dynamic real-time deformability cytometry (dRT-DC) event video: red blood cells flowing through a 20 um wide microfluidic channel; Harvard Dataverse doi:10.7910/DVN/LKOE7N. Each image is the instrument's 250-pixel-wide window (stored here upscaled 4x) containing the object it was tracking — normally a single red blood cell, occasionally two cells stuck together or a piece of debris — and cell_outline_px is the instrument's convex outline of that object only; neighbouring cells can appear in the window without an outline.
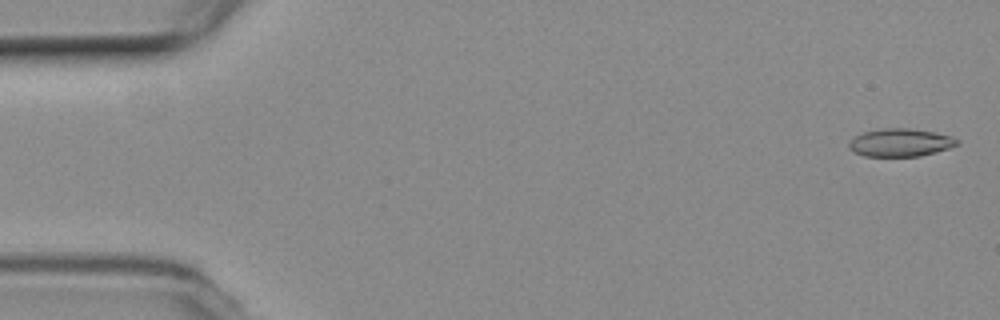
{"species": "common noctule bat (a hibernating species)", "species_latin": "Nyctalus noctula", "temperature_condition": "room temperature", "stored_images_in_passage": 55, "camera_frame_rate_fps": 3000, "um_per_image_px": 0.085, "animal": {"sex": "female", "body_mass_g": 19.3, "forearm_length_mm": 54.1}, "frame": {"image": 1, "passage_image": 2, "time_ms": 0.333, "image_size_px": [1000, 320], "cell_outline_px": [[960, 144], [936, 152], [920, 156], [864, 156], [852, 152], [848, 148], [848, 144], [856, 136], [864, 132], [884, 128], [908, 128], [932, 132], [952, 136], [960, 140]], "centroid_in_image_um": [76.54, 12.13], "position_along_channel_um": 8.5, "area_um2": 17.57}}
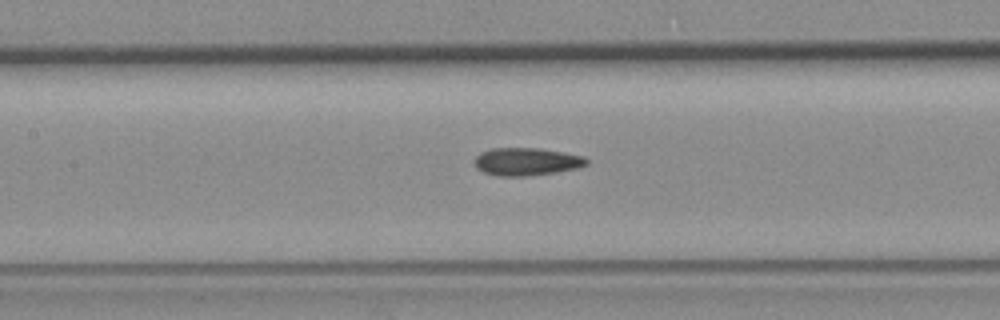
{"frame": {"image": 2, "passage_image": 25, "time_ms": 8.0, "image_size_px": [1000, 320], "cell_outline_px": [[588, 164], [580, 168], [556, 172], [528, 176], [496, 176], [484, 172], [476, 168], [476, 156], [480, 152], [492, 148], [540, 148], [564, 152], [584, 156], [588, 160]], "centroid_in_image_um": [44.79, 13.74], "position_along_channel_um": 162.6, "area_um2": 18.26}}
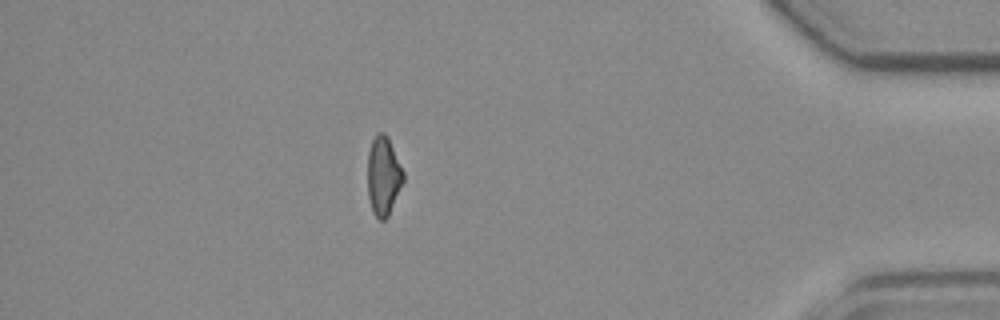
{"frame": {"image": 3, "passage_image": 48, "time_ms": 15.667, "image_size_px": [1000, 320], "cell_outline_px": [[404, 180], [388, 216], [384, 220], [380, 220], [372, 212], [368, 196], [368, 152], [372, 140], [376, 132], [384, 132], [388, 136], [404, 172]], "centroid_in_image_um": [32.58, 14.93], "position_along_channel_um": 402.6, "area_um2": 16.47}, "authors_computed_cell_mechanics": {"area_um2": 17.4556, "velocity_mm_per_s": 3.7592, "shape_relaxation_time_tau1_ms": null, "shape_relaxation_time_tau2_ms": 5.7449, "deformation_change_tau1": null, "deformation_change_tau2": 0.1522}}